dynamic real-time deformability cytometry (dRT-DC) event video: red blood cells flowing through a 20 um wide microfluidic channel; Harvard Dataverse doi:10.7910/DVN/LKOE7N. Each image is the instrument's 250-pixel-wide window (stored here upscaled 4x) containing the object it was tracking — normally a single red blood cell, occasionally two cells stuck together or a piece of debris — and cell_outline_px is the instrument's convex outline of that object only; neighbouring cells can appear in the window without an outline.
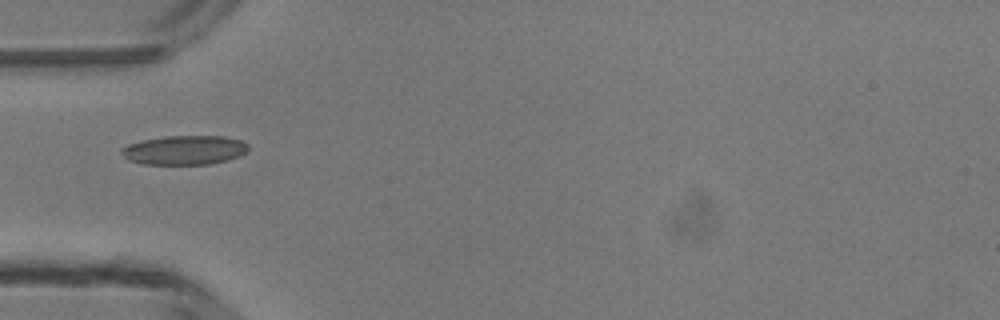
{"species": "common noctule bat (a hibernating species)", "species_latin": "Nyctalus noctula", "temperature_condition": "room temperature", "stored_images_in_passage": 21, "camera_frame_rate_fps": 3000, "um_per_image_px": 0.085, "animal": {"sex": "male", "body_mass_g": 13.3}, "frame": {"image": 1, "passage_image": 1, "time_ms": 0.0, "image_size_px": [1000, 320], "cell_outline_px": [[248, 152], [240, 156], [228, 160], [212, 164], [144, 164], [128, 160], [120, 152], [120, 148], [128, 144], [140, 140], [164, 136], [224, 136], [240, 140], [248, 144]], "centroid_in_image_um": [15.68, 12.75], "position_along_channel_um": 69.3, "area_um2": 21.85}}
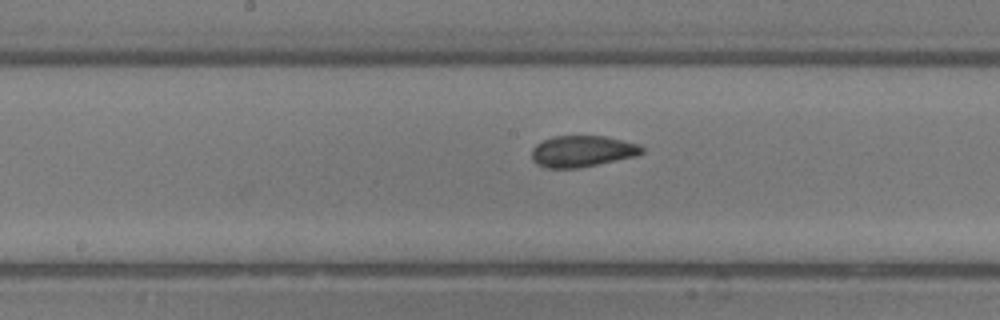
{"frame": {"image": 2, "passage_image": 10, "time_ms": 3.0, "image_size_px": [1000, 320], "cell_outline_px": [[644, 152], [636, 156], [580, 168], [548, 168], [536, 164], [532, 160], [532, 148], [536, 144], [552, 136], [604, 136], [640, 144], [644, 148]], "centroid_in_image_um": [49.49, 12.86], "position_along_channel_um": 198.7, "area_um2": 20.23}}
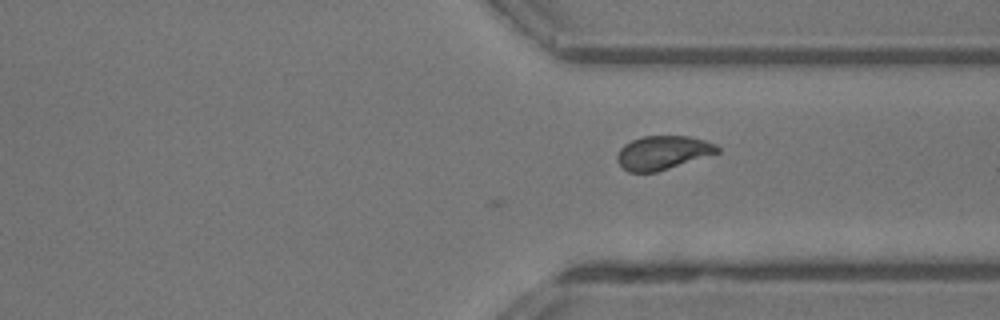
{"frame": {"image": 3, "passage_image": 21, "time_ms": 6.667, "image_size_px": [1000, 320], "cell_outline_px": [[720, 152], [656, 172], [628, 172], [616, 160], [616, 156], [620, 148], [624, 144], [632, 140], [644, 136], [688, 136], [704, 140], [716, 144], [720, 148]], "centroid_in_image_um": [56.33, 12.97], "position_along_channel_um": 355.1, "area_um2": 19.59}}